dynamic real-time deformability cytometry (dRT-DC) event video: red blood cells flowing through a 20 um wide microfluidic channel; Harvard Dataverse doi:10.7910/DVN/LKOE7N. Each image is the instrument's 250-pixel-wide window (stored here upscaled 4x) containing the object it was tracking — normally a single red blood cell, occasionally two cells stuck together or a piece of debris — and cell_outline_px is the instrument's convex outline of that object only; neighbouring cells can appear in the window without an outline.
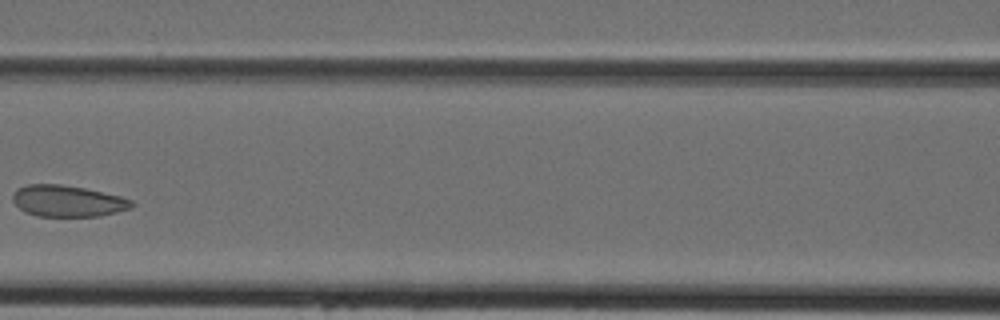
{"species": "Egyptian fruit bat (a non-hibernating species)", "species_latin": "Rousettus aegyptiacus", "temperature_condition": "cold", "stored_images_in_passage": 4, "camera_frame_rate_fps": 3000, "um_per_image_px": 0.085, "animal": {"sex": "female"}, "frame": {"image": 1, "passage_image": 4, "time_ms": 1.0, "image_size_px": [1000, 320], "cell_outline_px": [[136, 204], [132, 208], [100, 216], [36, 216], [24, 212], [12, 200], [12, 196], [20, 188], [28, 184], [60, 184], [84, 188], [120, 196], [132, 200]], "centroid_in_image_um": [5.78, 17.09], "position_along_channel_um": 160.8, "area_um2": 21.68}}